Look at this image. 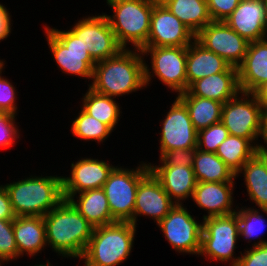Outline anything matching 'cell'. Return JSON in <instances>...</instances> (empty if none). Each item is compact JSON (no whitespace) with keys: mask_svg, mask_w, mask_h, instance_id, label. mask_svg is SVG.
I'll return each instance as SVG.
<instances>
[{"mask_svg":"<svg viewBox=\"0 0 267 266\" xmlns=\"http://www.w3.org/2000/svg\"><path fill=\"white\" fill-rule=\"evenodd\" d=\"M144 67L141 50L122 49L116 56L96 62L92 83L88 86L96 93L113 98L128 95L146 87Z\"/></svg>","mask_w":267,"mask_h":266,"instance_id":"cell-1","label":"cell"},{"mask_svg":"<svg viewBox=\"0 0 267 266\" xmlns=\"http://www.w3.org/2000/svg\"><path fill=\"white\" fill-rule=\"evenodd\" d=\"M43 221L47 246L65 258L82 257L94 227L68 200L63 199Z\"/></svg>","mask_w":267,"mask_h":266,"instance_id":"cell-2","label":"cell"},{"mask_svg":"<svg viewBox=\"0 0 267 266\" xmlns=\"http://www.w3.org/2000/svg\"><path fill=\"white\" fill-rule=\"evenodd\" d=\"M4 186L16 217H43L64 199L62 176H30Z\"/></svg>","mask_w":267,"mask_h":266,"instance_id":"cell-3","label":"cell"},{"mask_svg":"<svg viewBox=\"0 0 267 266\" xmlns=\"http://www.w3.org/2000/svg\"><path fill=\"white\" fill-rule=\"evenodd\" d=\"M137 227L131 222H115L96 227L80 260L84 266H118L132 252Z\"/></svg>","mask_w":267,"mask_h":266,"instance_id":"cell-4","label":"cell"},{"mask_svg":"<svg viewBox=\"0 0 267 266\" xmlns=\"http://www.w3.org/2000/svg\"><path fill=\"white\" fill-rule=\"evenodd\" d=\"M113 14L107 15L118 44L123 49L141 50L147 43L150 32L153 6L137 0H106Z\"/></svg>","mask_w":267,"mask_h":266,"instance_id":"cell-5","label":"cell"},{"mask_svg":"<svg viewBox=\"0 0 267 266\" xmlns=\"http://www.w3.org/2000/svg\"><path fill=\"white\" fill-rule=\"evenodd\" d=\"M140 163L135 169L115 166L102 187L116 222L133 224L137 188L140 180L150 171L146 162Z\"/></svg>","mask_w":267,"mask_h":266,"instance_id":"cell-6","label":"cell"},{"mask_svg":"<svg viewBox=\"0 0 267 266\" xmlns=\"http://www.w3.org/2000/svg\"><path fill=\"white\" fill-rule=\"evenodd\" d=\"M202 221L201 250L198 257L205 256L208 260L221 261V263L230 261V266H236L240 258L234 255L240 238L237 213L207 217Z\"/></svg>","mask_w":267,"mask_h":266,"instance_id":"cell-7","label":"cell"},{"mask_svg":"<svg viewBox=\"0 0 267 266\" xmlns=\"http://www.w3.org/2000/svg\"><path fill=\"white\" fill-rule=\"evenodd\" d=\"M141 51L143 56L150 55L151 58L150 67L145 61L146 87L149 86L152 77L157 76L172 92L180 94L187 91V46L143 47Z\"/></svg>","mask_w":267,"mask_h":266,"instance_id":"cell-8","label":"cell"},{"mask_svg":"<svg viewBox=\"0 0 267 266\" xmlns=\"http://www.w3.org/2000/svg\"><path fill=\"white\" fill-rule=\"evenodd\" d=\"M44 26L50 51L62 73L92 80L96 62L80 39L70 29L61 31Z\"/></svg>","mask_w":267,"mask_h":266,"instance_id":"cell-9","label":"cell"},{"mask_svg":"<svg viewBox=\"0 0 267 266\" xmlns=\"http://www.w3.org/2000/svg\"><path fill=\"white\" fill-rule=\"evenodd\" d=\"M261 121L262 107L252 93L240 91L222 106L221 122L229 135L249 139L259 149L261 143L257 141L261 137Z\"/></svg>","mask_w":267,"mask_h":266,"instance_id":"cell-10","label":"cell"},{"mask_svg":"<svg viewBox=\"0 0 267 266\" xmlns=\"http://www.w3.org/2000/svg\"><path fill=\"white\" fill-rule=\"evenodd\" d=\"M190 213L183 204H176L157 225L177 253L199 255L203 223Z\"/></svg>","mask_w":267,"mask_h":266,"instance_id":"cell-11","label":"cell"},{"mask_svg":"<svg viewBox=\"0 0 267 266\" xmlns=\"http://www.w3.org/2000/svg\"><path fill=\"white\" fill-rule=\"evenodd\" d=\"M70 30L80 39L95 62L112 58L123 49L103 13L83 17Z\"/></svg>","mask_w":267,"mask_h":266,"instance_id":"cell-12","label":"cell"},{"mask_svg":"<svg viewBox=\"0 0 267 266\" xmlns=\"http://www.w3.org/2000/svg\"><path fill=\"white\" fill-rule=\"evenodd\" d=\"M195 40L236 68L244 61L250 43L224 21H211L195 35Z\"/></svg>","mask_w":267,"mask_h":266,"instance_id":"cell-13","label":"cell"},{"mask_svg":"<svg viewBox=\"0 0 267 266\" xmlns=\"http://www.w3.org/2000/svg\"><path fill=\"white\" fill-rule=\"evenodd\" d=\"M166 113L159 132V157L167 151L197 148L198 131L193 126L187 107L177 96Z\"/></svg>","mask_w":267,"mask_h":266,"instance_id":"cell-14","label":"cell"},{"mask_svg":"<svg viewBox=\"0 0 267 266\" xmlns=\"http://www.w3.org/2000/svg\"><path fill=\"white\" fill-rule=\"evenodd\" d=\"M194 40L193 32L164 5L153 6L150 32L144 47H182Z\"/></svg>","mask_w":267,"mask_h":266,"instance_id":"cell-15","label":"cell"},{"mask_svg":"<svg viewBox=\"0 0 267 266\" xmlns=\"http://www.w3.org/2000/svg\"><path fill=\"white\" fill-rule=\"evenodd\" d=\"M70 176H62L63 198L68 200L87 190L102 188L110 172L115 167L108 161L98 160L91 157L72 162Z\"/></svg>","mask_w":267,"mask_h":266,"instance_id":"cell-16","label":"cell"},{"mask_svg":"<svg viewBox=\"0 0 267 266\" xmlns=\"http://www.w3.org/2000/svg\"><path fill=\"white\" fill-rule=\"evenodd\" d=\"M176 205L164 190L159 180L149 171L139 182L135 207L133 214V224L137 225V217H151L158 224Z\"/></svg>","mask_w":267,"mask_h":266,"instance_id":"cell-17","label":"cell"},{"mask_svg":"<svg viewBox=\"0 0 267 266\" xmlns=\"http://www.w3.org/2000/svg\"><path fill=\"white\" fill-rule=\"evenodd\" d=\"M224 22L250 43L267 38L263 0H241Z\"/></svg>","mask_w":267,"mask_h":266,"instance_id":"cell-18","label":"cell"},{"mask_svg":"<svg viewBox=\"0 0 267 266\" xmlns=\"http://www.w3.org/2000/svg\"><path fill=\"white\" fill-rule=\"evenodd\" d=\"M234 182H197L192 199L202 210L207 211L203 218L225 216L237 211L233 208Z\"/></svg>","mask_w":267,"mask_h":266,"instance_id":"cell-19","label":"cell"},{"mask_svg":"<svg viewBox=\"0 0 267 266\" xmlns=\"http://www.w3.org/2000/svg\"><path fill=\"white\" fill-rule=\"evenodd\" d=\"M148 165L150 171L176 204H183V200L192 198L197 185L193 167L155 165L150 162Z\"/></svg>","mask_w":267,"mask_h":266,"instance_id":"cell-20","label":"cell"},{"mask_svg":"<svg viewBox=\"0 0 267 266\" xmlns=\"http://www.w3.org/2000/svg\"><path fill=\"white\" fill-rule=\"evenodd\" d=\"M187 91L197 97L226 103L239 92L238 68L231 66L226 72H220L193 82Z\"/></svg>","mask_w":267,"mask_h":266,"instance_id":"cell-21","label":"cell"},{"mask_svg":"<svg viewBox=\"0 0 267 266\" xmlns=\"http://www.w3.org/2000/svg\"><path fill=\"white\" fill-rule=\"evenodd\" d=\"M267 81V38L249 43L244 61L238 67L241 92L252 93Z\"/></svg>","mask_w":267,"mask_h":266,"instance_id":"cell-22","label":"cell"},{"mask_svg":"<svg viewBox=\"0 0 267 266\" xmlns=\"http://www.w3.org/2000/svg\"><path fill=\"white\" fill-rule=\"evenodd\" d=\"M13 230L21 258L24 254L36 256L47 246L45 224L41 216H17L13 220Z\"/></svg>","mask_w":267,"mask_h":266,"instance_id":"cell-23","label":"cell"},{"mask_svg":"<svg viewBox=\"0 0 267 266\" xmlns=\"http://www.w3.org/2000/svg\"><path fill=\"white\" fill-rule=\"evenodd\" d=\"M230 67L231 65L222 57L205 49L194 40L187 46V89L193 82L206 76L226 72Z\"/></svg>","mask_w":267,"mask_h":266,"instance_id":"cell-24","label":"cell"},{"mask_svg":"<svg viewBox=\"0 0 267 266\" xmlns=\"http://www.w3.org/2000/svg\"><path fill=\"white\" fill-rule=\"evenodd\" d=\"M243 173L249 200L267 215V158L259 150L237 172L236 177Z\"/></svg>","mask_w":267,"mask_h":266,"instance_id":"cell-25","label":"cell"},{"mask_svg":"<svg viewBox=\"0 0 267 266\" xmlns=\"http://www.w3.org/2000/svg\"><path fill=\"white\" fill-rule=\"evenodd\" d=\"M77 194L78 196H71L68 201L94 228L116 222L112 218L109 203L102 188Z\"/></svg>","mask_w":267,"mask_h":266,"instance_id":"cell-26","label":"cell"},{"mask_svg":"<svg viewBox=\"0 0 267 266\" xmlns=\"http://www.w3.org/2000/svg\"><path fill=\"white\" fill-rule=\"evenodd\" d=\"M163 5L194 35L212 21L206 0H165Z\"/></svg>","mask_w":267,"mask_h":266,"instance_id":"cell-27","label":"cell"},{"mask_svg":"<svg viewBox=\"0 0 267 266\" xmlns=\"http://www.w3.org/2000/svg\"><path fill=\"white\" fill-rule=\"evenodd\" d=\"M177 97L187 107L190 119L197 131L221 121L223 103L193 96L188 91L178 94Z\"/></svg>","mask_w":267,"mask_h":266,"instance_id":"cell-28","label":"cell"},{"mask_svg":"<svg viewBox=\"0 0 267 266\" xmlns=\"http://www.w3.org/2000/svg\"><path fill=\"white\" fill-rule=\"evenodd\" d=\"M193 171L197 182H234L236 173L212 152L195 151Z\"/></svg>","mask_w":267,"mask_h":266,"instance_id":"cell-29","label":"cell"},{"mask_svg":"<svg viewBox=\"0 0 267 266\" xmlns=\"http://www.w3.org/2000/svg\"><path fill=\"white\" fill-rule=\"evenodd\" d=\"M86 91L82 98L81 108L114 130L122 113L119 103H116L115 98L96 93L90 88Z\"/></svg>","mask_w":267,"mask_h":266,"instance_id":"cell-30","label":"cell"},{"mask_svg":"<svg viewBox=\"0 0 267 266\" xmlns=\"http://www.w3.org/2000/svg\"><path fill=\"white\" fill-rule=\"evenodd\" d=\"M260 149L251 140L229 135L219 146L215 154L236 174L243 165Z\"/></svg>","mask_w":267,"mask_h":266,"instance_id":"cell-31","label":"cell"},{"mask_svg":"<svg viewBox=\"0 0 267 266\" xmlns=\"http://www.w3.org/2000/svg\"><path fill=\"white\" fill-rule=\"evenodd\" d=\"M78 113L71 125L72 135L76 138L103 144L111 132H114L108 125L87 114L83 109Z\"/></svg>","mask_w":267,"mask_h":266,"instance_id":"cell-32","label":"cell"},{"mask_svg":"<svg viewBox=\"0 0 267 266\" xmlns=\"http://www.w3.org/2000/svg\"><path fill=\"white\" fill-rule=\"evenodd\" d=\"M244 208L241 207L240 209L238 206L236 211L239 222L240 237H242L244 240H248L247 243L251 242L252 239H259V242H254L252 246L267 244V241L263 240V238L259 236L262 235V231H264L263 229L266 223L264 216H262V213H260L261 209L253 207L246 208V206Z\"/></svg>","mask_w":267,"mask_h":266,"instance_id":"cell-33","label":"cell"},{"mask_svg":"<svg viewBox=\"0 0 267 266\" xmlns=\"http://www.w3.org/2000/svg\"><path fill=\"white\" fill-rule=\"evenodd\" d=\"M229 136V132L220 121L198 131L197 149L215 153L218 146Z\"/></svg>","mask_w":267,"mask_h":266,"instance_id":"cell-34","label":"cell"},{"mask_svg":"<svg viewBox=\"0 0 267 266\" xmlns=\"http://www.w3.org/2000/svg\"><path fill=\"white\" fill-rule=\"evenodd\" d=\"M19 259L13 220H0V263Z\"/></svg>","mask_w":267,"mask_h":266,"instance_id":"cell-35","label":"cell"},{"mask_svg":"<svg viewBox=\"0 0 267 266\" xmlns=\"http://www.w3.org/2000/svg\"><path fill=\"white\" fill-rule=\"evenodd\" d=\"M13 113L0 112V147L9 148L12 147L17 139L20 138L21 130H18L16 125V117Z\"/></svg>","mask_w":267,"mask_h":266,"instance_id":"cell-36","label":"cell"},{"mask_svg":"<svg viewBox=\"0 0 267 266\" xmlns=\"http://www.w3.org/2000/svg\"><path fill=\"white\" fill-rule=\"evenodd\" d=\"M2 72L3 70L0 71V112L17 115L16 88L9 79L2 76Z\"/></svg>","mask_w":267,"mask_h":266,"instance_id":"cell-37","label":"cell"},{"mask_svg":"<svg viewBox=\"0 0 267 266\" xmlns=\"http://www.w3.org/2000/svg\"><path fill=\"white\" fill-rule=\"evenodd\" d=\"M197 148L177 149L164 152L160 157L161 165L193 167L195 151Z\"/></svg>","mask_w":267,"mask_h":266,"instance_id":"cell-38","label":"cell"},{"mask_svg":"<svg viewBox=\"0 0 267 266\" xmlns=\"http://www.w3.org/2000/svg\"><path fill=\"white\" fill-rule=\"evenodd\" d=\"M244 250L236 266H267V244L255 245Z\"/></svg>","mask_w":267,"mask_h":266,"instance_id":"cell-39","label":"cell"},{"mask_svg":"<svg viewBox=\"0 0 267 266\" xmlns=\"http://www.w3.org/2000/svg\"><path fill=\"white\" fill-rule=\"evenodd\" d=\"M241 0H206L212 21H224L237 8Z\"/></svg>","mask_w":267,"mask_h":266,"instance_id":"cell-40","label":"cell"},{"mask_svg":"<svg viewBox=\"0 0 267 266\" xmlns=\"http://www.w3.org/2000/svg\"><path fill=\"white\" fill-rule=\"evenodd\" d=\"M16 218L8 192L4 185L0 186V220H14Z\"/></svg>","mask_w":267,"mask_h":266,"instance_id":"cell-41","label":"cell"},{"mask_svg":"<svg viewBox=\"0 0 267 266\" xmlns=\"http://www.w3.org/2000/svg\"><path fill=\"white\" fill-rule=\"evenodd\" d=\"M11 15L3 4L0 3V42L7 39L11 33Z\"/></svg>","mask_w":267,"mask_h":266,"instance_id":"cell-42","label":"cell"},{"mask_svg":"<svg viewBox=\"0 0 267 266\" xmlns=\"http://www.w3.org/2000/svg\"><path fill=\"white\" fill-rule=\"evenodd\" d=\"M252 94L261 105L262 108L267 107V81L260 84Z\"/></svg>","mask_w":267,"mask_h":266,"instance_id":"cell-43","label":"cell"},{"mask_svg":"<svg viewBox=\"0 0 267 266\" xmlns=\"http://www.w3.org/2000/svg\"><path fill=\"white\" fill-rule=\"evenodd\" d=\"M267 144V107L262 108L261 137Z\"/></svg>","mask_w":267,"mask_h":266,"instance_id":"cell-44","label":"cell"},{"mask_svg":"<svg viewBox=\"0 0 267 266\" xmlns=\"http://www.w3.org/2000/svg\"><path fill=\"white\" fill-rule=\"evenodd\" d=\"M145 3H149L151 5L157 6V5H163L165 0H137Z\"/></svg>","mask_w":267,"mask_h":266,"instance_id":"cell-45","label":"cell"},{"mask_svg":"<svg viewBox=\"0 0 267 266\" xmlns=\"http://www.w3.org/2000/svg\"><path fill=\"white\" fill-rule=\"evenodd\" d=\"M260 151L267 158V144H266V146L262 144L261 147H260Z\"/></svg>","mask_w":267,"mask_h":266,"instance_id":"cell-46","label":"cell"},{"mask_svg":"<svg viewBox=\"0 0 267 266\" xmlns=\"http://www.w3.org/2000/svg\"><path fill=\"white\" fill-rule=\"evenodd\" d=\"M264 9H265V17H266V25H267V0H263Z\"/></svg>","mask_w":267,"mask_h":266,"instance_id":"cell-47","label":"cell"},{"mask_svg":"<svg viewBox=\"0 0 267 266\" xmlns=\"http://www.w3.org/2000/svg\"><path fill=\"white\" fill-rule=\"evenodd\" d=\"M5 61L2 59H0V71H2V70H4V68H5Z\"/></svg>","mask_w":267,"mask_h":266,"instance_id":"cell-48","label":"cell"},{"mask_svg":"<svg viewBox=\"0 0 267 266\" xmlns=\"http://www.w3.org/2000/svg\"><path fill=\"white\" fill-rule=\"evenodd\" d=\"M46 261H47L46 264H45V263H44V264H43V263H42V264L40 263V264H38V265L35 264L34 266H53V265L49 262V260H46Z\"/></svg>","mask_w":267,"mask_h":266,"instance_id":"cell-49","label":"cell"}]
</instances>
